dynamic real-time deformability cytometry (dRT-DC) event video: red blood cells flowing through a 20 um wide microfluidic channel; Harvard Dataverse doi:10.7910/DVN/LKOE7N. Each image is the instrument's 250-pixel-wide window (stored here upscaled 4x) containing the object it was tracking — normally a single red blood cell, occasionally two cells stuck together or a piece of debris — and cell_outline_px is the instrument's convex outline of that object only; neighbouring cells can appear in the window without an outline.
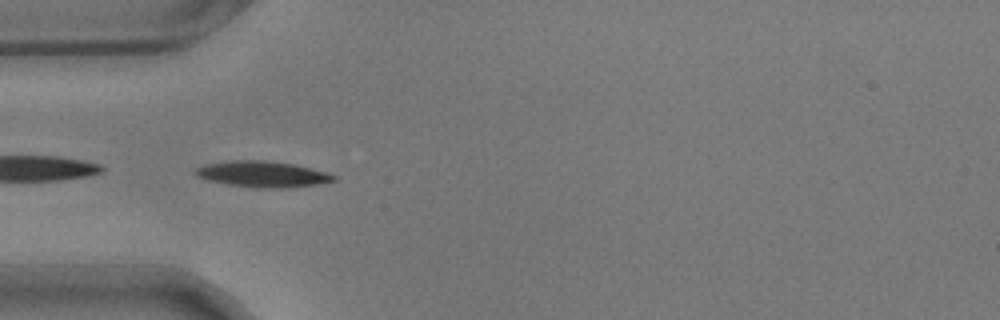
{"species": "common noctule bat (a hibernating species)", "species_latin": "Nyctalus noctula", "temperature_condition": "warm", "stored_images_in_passage": 4, "camera_frame_rate_fps": 3000, "um_per_image_px": 0.085, "animal": {"sex": "male", "body_mass_g": 17.9}, "frame": {"image": 1, "passage_image": 1, "time_ms": 0.0, "image_size_px": [1000, 320], "cell_outline_px": [[336, 180], [316, 184], [280, 188], [260, 188], [232, 184], [212, 180], [196, 176], [192, 172], [196, 168], [208, 164], [232, 160], [264, 160], [292, 164], [324, 172], [336, 176]], "centroid_in_image_um": [22.29, 14.79], "position_along_channel_um": 62.7, "area_um2": 20.29}}